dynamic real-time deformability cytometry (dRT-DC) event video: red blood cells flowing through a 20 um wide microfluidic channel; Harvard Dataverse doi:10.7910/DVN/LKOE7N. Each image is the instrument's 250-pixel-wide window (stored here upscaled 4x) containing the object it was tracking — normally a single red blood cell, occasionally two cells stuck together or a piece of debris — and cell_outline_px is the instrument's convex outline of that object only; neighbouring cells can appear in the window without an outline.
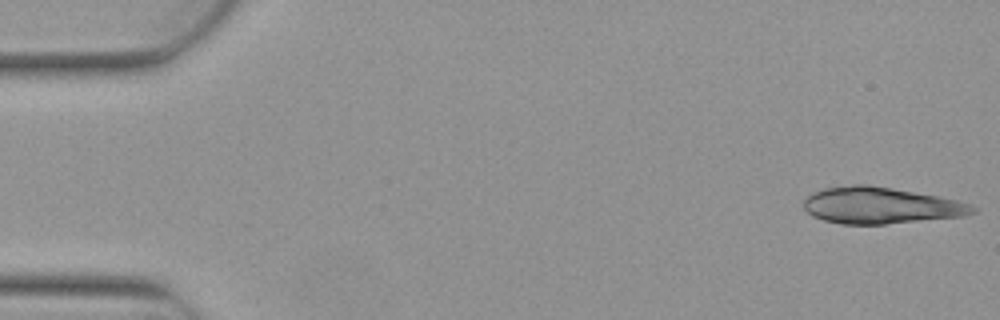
{"species": "Egyptian fruit bat (a non-hibernating species)", "species_latin": "Rousettus aegyptiacus", "temperature_condition": "warm", "stored_images_in_passage": 6, "camera_frame_rate_fps": 3000, "um_per_image_px": 0.085, "animal": {"sex": "female"}, "frame": {"image": 1, "passage_image": 1, "time_ms": 0.0, "image_size_px": [1000, 320], "cell_outline_px": [[980, 208], [976, 212], [964, 216], [884, 224], [840, 224], [824, 220], [812, 216], [804, 208], [804, 200], [812, 192], [824, 188], [852, 184], [868, 184], [940, 196], [956, 200]], "centroid_in_image_um": [74.86, 17.46], "position_along_channel_um": 10.1, "area_um2": 36.01}}